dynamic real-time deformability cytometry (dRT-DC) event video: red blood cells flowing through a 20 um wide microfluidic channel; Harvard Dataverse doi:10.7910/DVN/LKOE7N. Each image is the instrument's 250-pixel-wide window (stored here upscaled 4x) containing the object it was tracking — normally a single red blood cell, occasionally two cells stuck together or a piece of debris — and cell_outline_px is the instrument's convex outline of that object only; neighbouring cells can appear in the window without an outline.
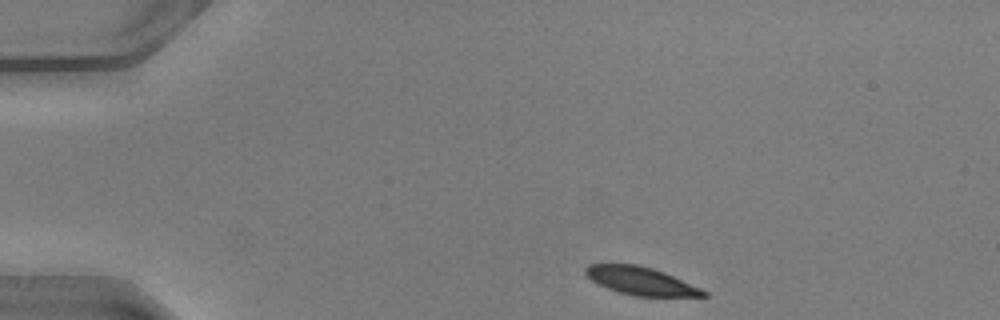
{"species": "common noctule bat (a hibernating species)", "species_latin": "Nyctalus noctula", "temperature_condition": "warm", "stored_images_in_passage": 15, "camera_frame_rate_fps": 3000, "um_per_image_px": 0.085, "animal": {"sex": "male", "body_mass_g": 20.5, "forearm_length_mm": 52.5}, "frame": {"image": 1, "passage_image": 1, "time_ms": 0.0, "image_size_px": [1000, 320], "cell_outline_px": [[708, 296], [636, 296], [620, 292], [596, 284], [584, 272], [584, 268], [588, 264], [636, 264], [652, 268], [664, 272], [700, 288], [708, 292]], "centroid_in_image_um": [54.44, 23.87], "position_along_channel_um": 30.6, "area_um2": 19.02}}
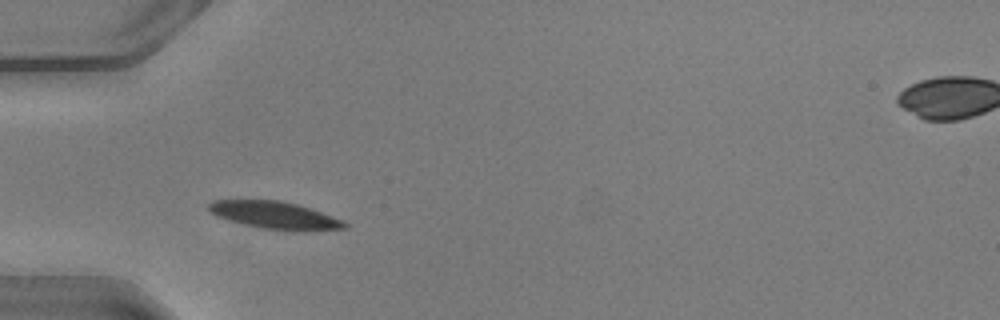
{"frame": {"image": 2, "passage_image": 8, "time_ms": 2.333, "image_size_px": [1000, 320], "cell_outline_px": [[348, 228], [260, 228], [228, 220], [216, 216], [208, 212], [208, 204], [212, 200], [280, 200], [296, 204], [332, 216], [348, 224]], "centroid_in_image_um": [23.18, 18.23], "position_along_channel_um": 61.8, "area_um2": 20.52}}
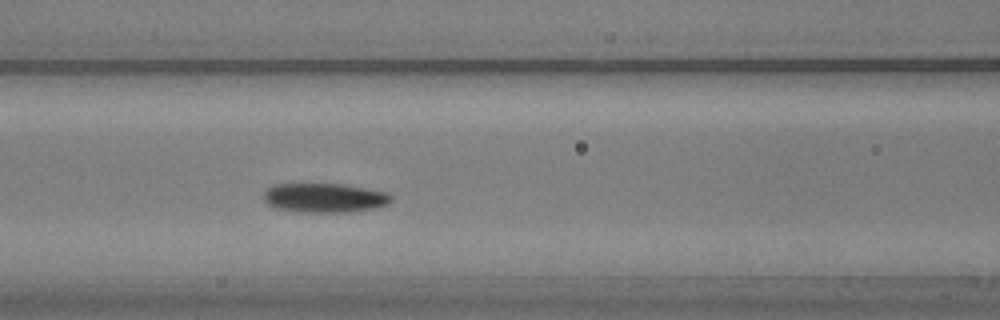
{"frame": {"image": 3, "passage_image": 14, "time_ms": 4.333, "image_size_px": [1000, 320], "cell_outline_px": [[392, 200], [388, 204], [372, 208], [344, 212], [304, 212], [276, 208], [268, 204], [260, 196], [268, 188], [276, 184], [340, 184], [388, 192], [392, 196]], "centroid_in_image_um": [27.55, 16.81], "position_along_channel_um": 139.0, "area_um2": 21.62}}